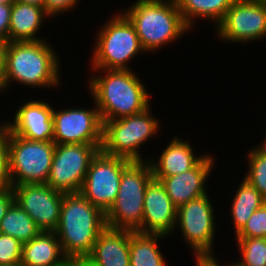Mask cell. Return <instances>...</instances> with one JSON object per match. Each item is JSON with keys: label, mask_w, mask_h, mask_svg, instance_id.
I'll use <instances>...</instances> for the list:
<instances>
[{"label": "cell", "mask_w": 266, "mask_h": 266, "mask_svg": "<svg viewBox=\"0 0 266 266\" xmlns=\"http://www.w3.org/2000/svg\"><path fill=\"white\" fill-rule=\"evenodd\" d=\"M248 153V170L244 178L253 185L266 200V150L259 145L250 148Z\"/></svg>", "instance_id": "cell-27"}, {"label": "cell", "mask_w": 266, "mask_h": 266, "mask_svg": "<svg viewBox=\"0 0 266 266\" xmlns=\"http://www.w3.org/2000/svg\"><path fill=\"white\" fill-rule=\"evenodd\" d=\"M255 1H258V2H261V3H265L266 4V0H255Z\"/></svg>", "instance_id": "cell-40"}, {"label": "cell", "mask_w": 266, "mask_h": 266, "mask_svg": "<svg viewBox=\"0 0 266 266\" xmlns=\"http://www.w3.org/2000/svg\"><path fill=\"white\" fill-rule=\"evenodd\" d=\"M92 109L53 108V141L55 144H102L103 122L93 100Z\"/></svg>", "instance_id": "cell-13"}, {"label": "cell", "mask_w": 266, "mask_h": 266, "mask_svg": "<svg viewBox=\"0 0 266 266\" xmlns=\"http://www.w3.org/2000/svg\"><path fill=\"white\" fill-rule=\"evenodd\" d=\"M194 257L195 259L193 260H195V266H223L221 263H219V260H217L218 257L214 255H203ZM224 266H233V262Z\"/></svg>", "instance_id": "cell-35"}, {"label": "cell", "mask_w": 266, "mask_h": 266, "mask_svg": "<svg viewBox=\"0 0 266 266\" xmlns=\"http://www.w3.org/2000/svg\"><path fill=\"white\" fill-rule=\"evenodd\" d=\"M51 45L46 39L6 42V89L14 82L32 88L59 87L60 56Z\"/></svg>", "instance_id": "cell-3"}, {"label": "cell", "mask_w": 266, "mask_h": 266, "mask_svg": "<svg viewBox=\"0 0 266 266\" xmlns=\"http://www.w3.org/2000/svg\"><path fill=\"white\" fill-rule=\"evenodd\" d=\"M11 186L46 183L50 174L54 141H33L7 129Z\"/></svg>", "instance_id": "cell-8"}, {"label": "cell", "mask_w": 266, "mask_h": 266, "mask_svg": "<svg viewBox=\"0 0 266 266\" xmlns=\"http://www.w3.org/2000/svg\"><path fill=\"white\" fill-rule=\"evenodd\" d=\"M6 42L0 41V92H6Z\"/></svg>", "instance_id": "cell-34"}, {"label": "cell", "mask_w": 266, "mask_h": 266, "mask_svg": "<svg viewBox=\"0 0 266 266\" xmlns=\"http://www.w3.org/2000/svg\"><path fill=\"white\" fill-rule=\"evenodd\" d=\"M79 0H44L43 8L46 14L51 18L64 12L69 13L77 6ZM76 6V7H75Z\"/></svg>", "instance_id": "cell-31"}, {"label": "cell", "mask_w": 266, "mask_h": 266, "mask_svg": "<svg viewBox=\"0 0 266 266\" xmlns=\"http://www.w3.org/2000/svg\"><path fill=\"white\" fill-rule=\"evenodd\" d=\"M176 220L177 207L161 182L153 178L145 191L142 233L172 235L175 232Z\"/></svg>", "instance_id": "cell-17"}, {"label": "cell", "mask_w": 266, "mask_h": 266, "mask_svg": "<svg viewBox=\"0 0 266 266\" xmlns=\"http://www.w3.org/2000/svg\"><path fill=\"white\" fill-rule=\"evenodd\" d=\"M240 259L233 266H266V238L236 237Z\"/></svg>", "instance_id": "cell-26"}, {"label": "cell", "mask_w": 266, "mask_h": 266, "mask_svg": "<svg viewBox=\"0 0 266 266\" xmlns=\"http://www.w3.org/2000/svg\"><path fill=\"white\" fill-rule=\"evenodd\" d=\"M17 2L28 3L43 7L44 0H16Z\"/></svg>", "instance_id": "cell-36"}, {"label": "cell", "mask_w": 266, "mask_h": 266, "mask_svg": "<svg viewBox=\"0 0 266 266\" xmlns=\"http://www.w3.org/2000/svg\"><path fill=\"white\" fill-rule=\"evenodd\" d=\"M12 188L9 175L7 128L0 123V190Z\"/></svg>", "instance_id": "cell-30"}, {"label": "cell", "mask_w": 266, "mask_h": 266, "mask_svg": "<svg viewBox=\"0 0 266 266\" xmlns=\"http://www.w3.org/2000/svg\"><path fill=\"white\" fill-rule=\"evenodd\" d=\"M12 4H0V41L9 42Z\"/></svg>", "instance_id": "cell-32"}, {"label": "cell", "mask_w": 266, "mask_h": 266, "mask_svg": "<svg viewBox=\"0 0 266 266\" xmlns=\"http://www.w3.org/2000/svg\"><path fill=\"white\" fill-rule=\"evenodd\" d=\"M14 202L15 195L12 188L0 190V222Z\"/></svg>", "instance_id": "cell-33"}, {"label": "cell", "mask_w": 266, "mask_h": 266, "mask_svg": "<svg viewBox=\"0 0 266 266\" xmlns=\"http://www.w3.org/2000/svg\"><path fill=\"white\" fill-rule=\"evenodd\" d=\"M194 151L189 140L174 136L158 156L159 159L149 156L153 177H171L191 169L204 156H197Z\"/></svg>", "instance_id": "cell-19"}, {"label": "cell", "mask_w": 266, "mask_h": 266, "mask_svg": "<svg viewBox=\"0 0 266 266\" xmlns=\"http://www.w3.org/2000/svg\"><path fill=\"white\" fill-rule=\"evenodd\" d=\"M257 145H259L262 149L266 150V137L264 138L263 142H261V144H257Z\"/></svg>", "instance_id": "cell-38"}, {"label": "cell", "mask_w": 266, "mask_h": 266, "mask_svg": "<svg viewBox=\"0 0 266 266\" xmlns=\"http://www.w3.org/2000/svg\"><path fill=\"white\" fill-rule=\"evenodd\" d=\"M40 232L33 219L16 202L0 222V233L14 237L22 244L29 242Z\"/></svg>", "instance_id": "cell-25"}, {"label": "cell", "mask_w": 266, "mask_h": 266, "mask_svg": "<svg viewBox=\"0 0 266 266\" xmlns=\"http://www.w3.org/2000/svg\"><path fill=\"white\" fill-rule=\"evenodd\" d=\"M1 123L13 134L33 141H53V106L44 100L26 101L12 121Z\"/></svg>", "instance_id": "cell-15"}, {"label": "cell", "mask_w": 266, "mask_h": 266, "mask_svg": "<svg viewBox=\"0 0 266 266\" xmlns=\"http://www.w3.org/2000/svg\"><path fill=\"white\" fill-rule=\"evenodd\" d=\"M132 162L99 150L90 162L80 193L106 214L116 200L122 172Z\"/></svg>", "instance_id": "cell-10"}, {"label": "cell", "mask_w": 266, "mask_h": 266, "mask_svg": "<svg viewBox=\"0 0 266 266\" xmlns=\"http://www.w3.org/2000/svg\"><path fill=\"white\" fill-rule=\"evenodd\" d=\"M100 28L94 43L90 70H132L129 67L130 60L134 61L138 54L143 55L146 51L131 21L122 11H118Z\"/></svg>", "instance_id": "cell-5"}, {"label": "cell", "mask_w": 266, "mask_h": 266, "mask_svg": "<svg viewBox=\"0 0 266 266\" xmlns=\"http://www.w3.org/2000/svg\"><path fill=\"white\" fill-rule=\"evenodd\" d=\"M49 16L43 7L15 1L12 4L9 28V42L12 41H39L37 37Z\"/></svg>", "instance_id": "cell-21"}, {"label": "cell", "mask_w": 266, "mask_h": 266, "mask_svg": "<svg viewBox=\"0 0 266 266\" xmlns=\"http://www.w3.org/2000/svg\"><path fill=\"white\" fill-rule=\"evenodd\" d=\"M92 71L96 74L89 76L87 86L103 123L142 113L151 106L149 98L152 95L134 70Z\"/></svg>", "instance_id": "cell-1"}, {"label": "cell", "mask_w": 266, "mask_h": 266, "mask_svg": "<svg viewBox=\"0 0 266 266\" xmlns=\"http://www.w3.org/2000/svg\"><path fill=\"white\" fill-rule=\"evenodd\" d=\"M101 147L102 144H56L46 184L65 194L80 192L90 162Z\"/></svg>", "instance_id": "cell-11"}, {"label": "cell", "mask_w": 266, "mask_h": 266, "mask_svg": "<svg viewBox=\"0 0 266 266\" xmlns=\"http://www.w3.org/2000/svg\"><path fill=\"white\" fill-rule=\"evenodd\" d=\"M210 197L205 194L177 208L175 230L179 229L182 239L194 256L215 255L213 248L216 219ZM190 246V247H189Z\"/></svg>", "instance_id": "cell-9"}, {"label": "cell", "mask_w": 266, "mask_h": 266, "mask_svg": "<svg viewBox=\"0 0 266 266\" xmlns=\"http://www.w3.org/2000/svg\"><path fill=\"white\" fill-rule=\"evenodd\" d=\"M15 202L33 219L41 231H55L60 220L64 193L46 183L12 187Z\"/></svg>", "instance_id": "cell-14"}, {"label": "cell", "mask_w": 266, "mask_h": 266, "mask_svg": "<svg viewBox=\"0 0 266 266\" xmlns=\"http://www.w3.org/2000/svg\"><path fill=\"white\" fill-rule=\"evenodd\" d=\"M237 191L231 201L230 215L232 216L234 234L236 235L246 224L255 210L261 208L266 200L245 178L237 186Z\"/></svg>", "instance_id": "cell-24"}, {"label": "cell", "mask_w": 266, "mask_h": 266, "mask_svg": "<svg viewBox=\"0 0 266 266\" xmlns=\"http://www.w3.org/2000/svg\"><path fill=\"white\" fill-rule=\"evenodd\" d=\"M16 0H0V4H13Z\"/></svg>", "instance_id": "cell-37"}, {"label": "cell", "mask_w": 266, "mask_h": 266, "mask_svg": "<svg viewBox=\"0 0 266 266\" xmlns=\"http://www.w3.org/2000/svg\"><path fill=\"white\" fill-rule=\"evenodd\" d=\"M153 178L148 161H133L122 172L116 200L105 214L106 226L142 232L145 191Z\"/></svg>", "instance_id": "cell-6"}, {"label": "cell", "mask_w": 266, "mask_h": 266, "mask_svg": "<svg viewBox=\"0 0 266 266\" xmlns=\"http://www.w3.org/2000/svg\"><path fill=\"white\" fill-rule=\"evenodd\" d=\"M23 244L16 238L0 233V266H20Z\"/></svg>", "instance_id": "cell-28"}, {"label": "cell", "mask_w": 266, "mask_h": 266, "mask_svg": "<svg viewBox=\"0 0 266 266\" xmlns=\"http://www.w3.org/2000/svg\"><path fill=\"white\" fill-rule=\"evenodd\" d=\"M167 237L159 233L130 231V266H168L158 246L159 241Z\"/></svg>", "instance_id": "cell-22"}, {"label": "cell", "mask_w": 266, "mask_h": 266, "mask_svg": "<svg viewBox=\"0 0 266 266\" xmlns=\"http://www.w3.org/2000/svg\"><path fill=\"white\" fill-rule=\"evenodd\" d=\"M83 266H130V231L106 226Z\"/></svg>", "instance_id": "cell-18"}, {"label": "cell", "mask_w": 266, "mask_h": 266, "mask_svg": "<svg viewBox=\"0 0 266 266\" xmlns=\"http://www.w3.org/2000/svg\"><path fill=\"white\" fill-rule=\"evenodd\" d=\"M236 237L266 238V203L250 216Z\"/></svg>", "instance_id": "cell-29"}, {"label": "cell", "mask_w": 266, "mask_h": 266, "mask_svg": "<svg viewBox=\"0 0 266 266\" xmlns=\"http://www.w3.org/2000/svg\"><path fill=\"white\" fill-rule=\"evenodd\" d=\"M69 266H83L81 263H71Z\"/></svg>", "instance_id": "cell-39"}, {"label": "cell", "mask_w": 266, "mask_h": 266, "mask_svg": "<svg viewBox=\"0 0 266 266\" xmlns=\"http://www.w3.org/2000/svg\"><path fill=\"white\" fill-rule=\"evenodd\" d=\"M105 227V214L80 192L64 193L59 224L54 232L71 263L85 260Z\"/></svg>", "instance_id": "cell-2"}, {"label": "cell", "mask_w": 266, "mask_h": 266, "mask_svg": "<svg viewBox=\"0 0 266 266\" xmlns=\"http://www.w3.org/2000/svg\"><path fill=\"white\" fill-rule=\"evenodd\" d=\"M214 157L205 155L189 170L171 177H154L161 182L169 198L179 206L207 193V180L214 168Z\"/></svg>", "instance_id": "cell-16"}, {"label": "cell", "mask_w": 266, "mask_h": 266, "mask_svg": "<svg viewBox=\"0 0 266 266\" xmlns=\"http://www.w3.org/2000/svg\"><path fill=\"white\" fill-rule=\"evenodd\" d=\"M235 0H176L184 23L192 31L196 20L202 18L215 22V27L224 18Z\"/></svg>", "instance_id": "cell-23"}, {"label": "cell", "mask_w": 266, "mask_h": 266, "mask_svg": "<svg viewBox=\"0 0 266 266\" xmlns=\"http://www.w3.org/2000/svg\"><path fill=\"white\" fill-rule=\"evenodd\" d=\"M147 108L142 113L125 116L103 123L101 150L108 155L123 157L131 161H148L140 152L148 139L158 136L160 120ZM141 153V154H140Z\"/></svg>", "instance_id": "cell-7"}, {"label": "cell", "mask_w": 266, "mask_h": 266, "mask_svg": "<svg viewBox=\"0 0 266 266\" xmlns=\"http://www.w3.org/2000/svg\"><path fill=\"white\" fill-rule=\"evenodd\" d=\"M215 31L224 44L266 39V4L255 0H235Z\"/></svg>", "instance_id": "cell-12"}, {"label": "cell", "mask_w": 266, "mask_h": 266, "mask_svg": "<svg viewBox=\"0 0 266 266\" xmlns=\"http://www.w3.org/2000/svg\"><path fill=\"white\" fill-rule=\"evenodd\" d=\"M70 264L54 231H41L23 244L20 266H69Z\"/></svg>", "instance_id": "cell-20"}, {"label": "cell", "mask_w": 266, "mask_h": 266, "mask_svg": "<svg viewBox=\"0 0 266 266\" xmlns=\"http://www.w3.org/2000/svg\"><path fill=\"white\" fill-rule=\"evenodd\" d=\"M128 8L122 12L134 25L141 46L147 53L159 51L191 31L174 1L137 0Z\"/></svg>", "instance_id": "cell-4"}]
</instances>
